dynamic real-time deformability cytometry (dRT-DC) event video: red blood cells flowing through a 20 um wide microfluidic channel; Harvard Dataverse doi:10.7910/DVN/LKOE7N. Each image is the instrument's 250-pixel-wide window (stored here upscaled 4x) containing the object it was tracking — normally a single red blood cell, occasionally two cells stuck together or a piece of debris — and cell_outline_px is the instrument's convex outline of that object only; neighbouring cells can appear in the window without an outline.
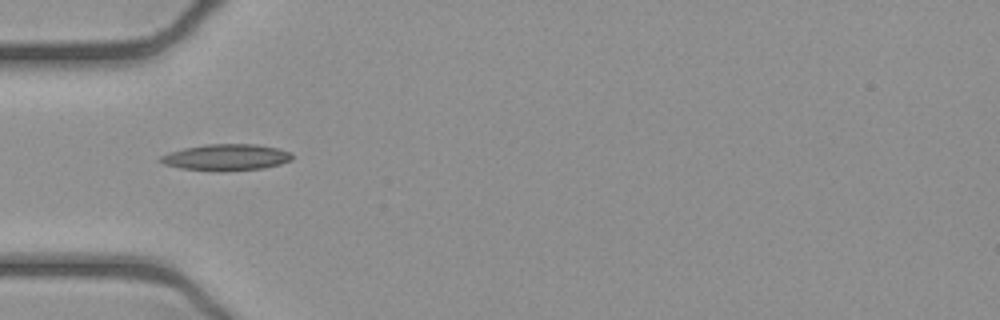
{"species": "common noctule bat (a hibernating species)", "species_latin": "Nyctalus noctula", "temperature_condition": "cold", "stored_images_in_passage": 37, "camera_frame_rate_fps": 3000, "um_per_image_px": 0.085, "animal": {"sex": "female", "body_mass_g": 21.9}, "frame": {"image": 1, "passage_image": 1, "time_ms": 0.0, "image_size_px": [1000, 320], "cell_outline_px": [[292, 160], [280, 164], [264, 168], [180, 168], [164, 164], [156, 160], [160, 156], [168, 152], [184, 148], [204, 144], [256, 144], [280, 148], [288, 152], [292, 156]], "centroid_in_image_um": [19.21, 13.31], "position_along_channel_um": 65.8, "area_um2": 19.31}}
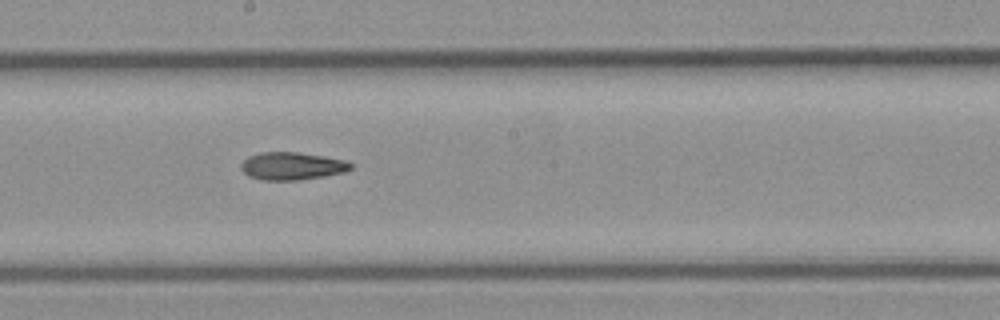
{"frame": {"image": 2, "passage_image": 13, "time_ms": 4.0, "image_size_px": [1000, 320], "cell_outline_px": [[352, 168], [344, 172], [324, 176], [296, 180], [264, 180], [248, 176], [240, 168], [240, 164], [248, 156], [260, 152], [296, 152], [324, 156], [344, 160], [352, 164]], "centroid_in_image_um": [24.79, 14.11], "position_along_channel_um": 223.4, "area_um2": 17.63}}
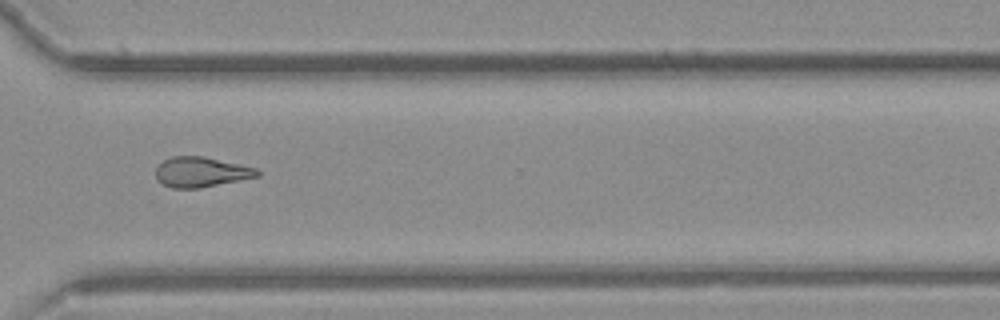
{"frame": {"image": 3, "passage_image": 23, "time_ms": 7.333, "image_size_px": [1000, 320], "cell_outline_px": [[260, 176], [200, 188], [172, 188], [156, 180], [156, 168], [164, 160], [172, 156], [204, 156], [240, 164], [256, 168], [260, 172]], "centroid_in_image_um": [17.1, 14.62], "position_along_channel_um": 353.5, "area_um2": 17.8}}